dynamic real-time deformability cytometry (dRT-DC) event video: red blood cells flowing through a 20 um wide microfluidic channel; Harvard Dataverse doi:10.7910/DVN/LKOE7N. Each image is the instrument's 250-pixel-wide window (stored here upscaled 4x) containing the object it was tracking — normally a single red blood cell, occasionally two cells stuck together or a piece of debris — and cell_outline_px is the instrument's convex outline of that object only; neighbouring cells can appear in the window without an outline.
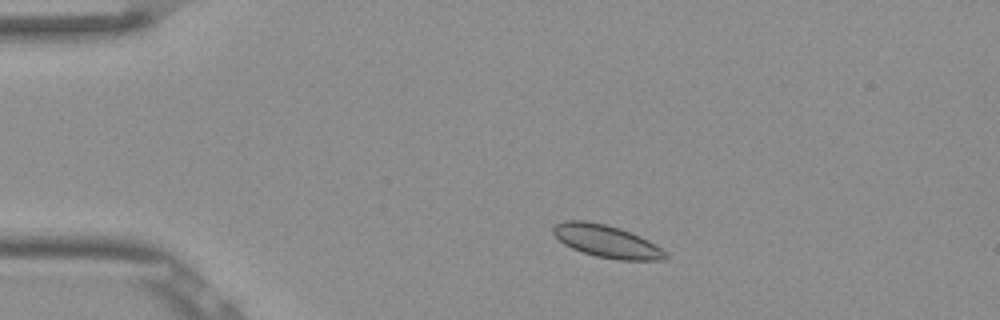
{"species": "Egyptian fruit bat (a non-hibernating species)", "species_latin": "Rousettus aegyptiacus", "temperature_condition": "room temperature", "stored_images_in_passage": 50, "camera_frame_rate_fps": 3000, "um_per_image_px": 0.085, "frame": {"image": 1, "passage_image": 7, "time_ms": 2.0, "image_size_px": [1000, 320], "cell_outline_px": [[668, 256], [664, 260], [620, 260], [596, 256], [572, 248], [564, 244], [552, 232], [552, 228], [556, 224], [564, 220], [584, 220], [604, 224], [620, 228], [640, 236], [648, 240], [660, 248]], "centroid_in_image_um": [51.55, 20.5], "position_along_channel_um": 33.5, "area_um2": 21.04}}
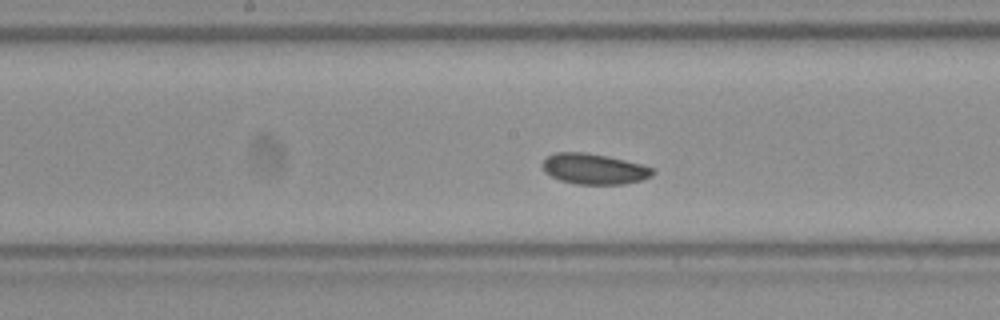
{"frame": {"image": 2, "passage_image": 24, "time_ms": 7.667, "image_size_px": [1000, 320], "cell_outline_px": [[656, 172], [652, 176], [640, 180], [624, 184], [576, 184], [560, 180], [544, 172], [540, 164], [548, 156], [556, 152], [584, 152], [608, 156], [640, 164], [652, 168]], "centroid_in_image_um": [50.47, 14.35], "position_along_channel_um": 197.7, "area_um2": 19.65}}
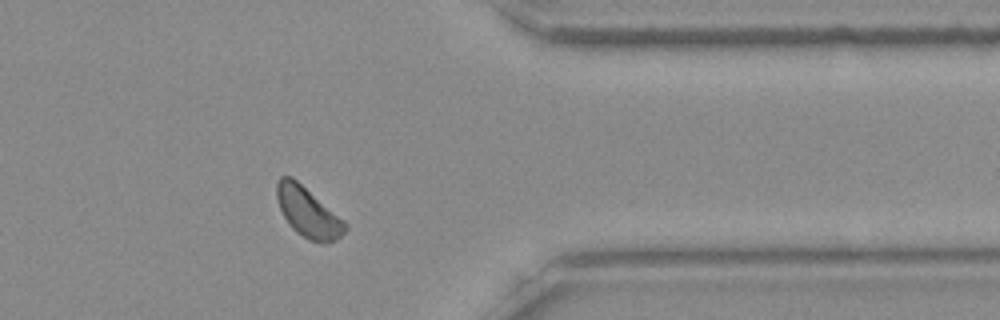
{"frame": {"image": 3, "passage_image": 40, "time_ms": 13.0, "image_size_px": [1000, 320], "cell_outline_px": [[348, 228], [336, 240], [324, 244], [308, 240], [296, 232], [288, 224], [280, 208], [276, 196], [276, 184], [280, 176], [292, 176], [344, 220], [348, 224]], "centroid_in_image_um": [26.18, 18.06], "position_along_channel_um": 385.2, "area_um2": 19.94}, "authors_computed_cell_mechanics": {"area_um2": 19.5942, "velocity_mm_per_s": 3.7652, "shape_relaxation_time_tau1_ms": 3.032, "shape_relaxation_time_tau2_ms": null, "deformation_change_tau1": 0.0397, "deformation_change_tau2": null}}